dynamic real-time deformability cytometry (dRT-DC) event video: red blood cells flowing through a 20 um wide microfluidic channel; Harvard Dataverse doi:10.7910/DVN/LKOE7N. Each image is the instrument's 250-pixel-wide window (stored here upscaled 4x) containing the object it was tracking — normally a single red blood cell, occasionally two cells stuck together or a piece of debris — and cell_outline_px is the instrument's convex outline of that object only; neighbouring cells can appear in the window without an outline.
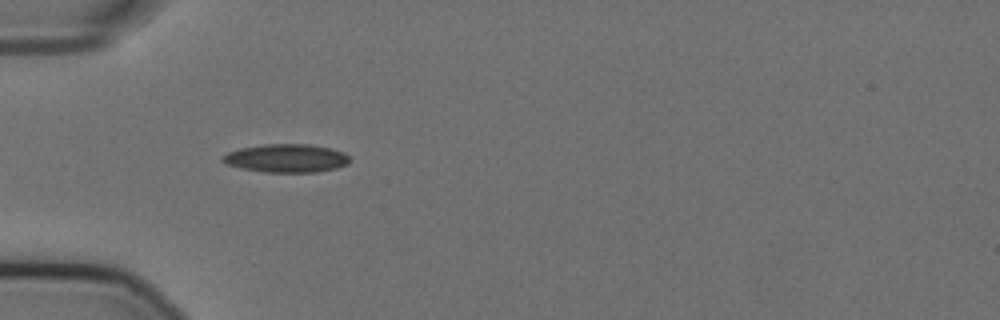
{"species": "Egyptian fruit bat (a non-hibernating species)", "species_latin": "Rousettus aegyptiacus", "temperature_condition": "cold", "stored_images_in_passage": 45, "camera_frame_rate_fps": 3000, "um_per_image_px": 0.085, "animal": {"sex": "female"}, "frame": {"image": 1, "passage_image": 8, "time_ms": 2.333, "image_size_px": [1000, 320], "cell_outline_px": [[348, 164], [336, 168], [316, 172], [264, 172], [240, 168], [228, 164], [220, 160], [228, 152], [240, 148], [264, 144], [308, 144], [332, 148], [344, 152], [348, 156]], "centroid_in_image_um": [24.35, 13.44], "position_along_channel_um": 60.7, "area_um2": 20.92}}
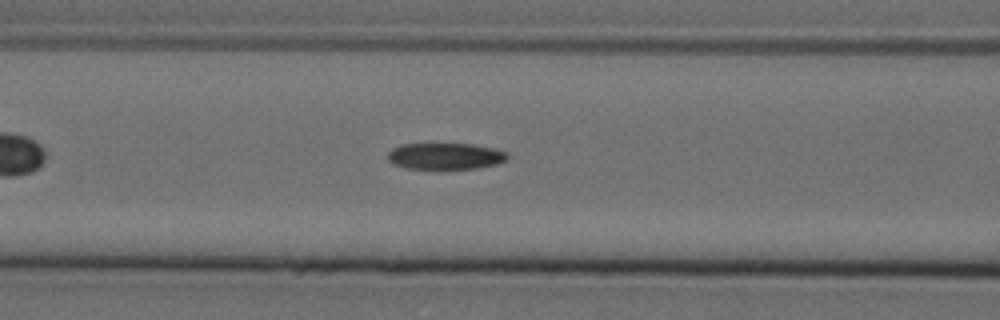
{"frame": {"image": 2, "passage_image": 14, "time_ms": 4.333, "image_size_px": [1000, 320], "cell_outline_px": [[508, 160], [496, 164], [476, 168], [444, 172], [440, 172], [404, 168], [392, 164], [388, 160], [388, 152], [392, 148], [400, 144], [472, 144], [492, 148], [508, 152]], "centroid_in_image_um": [37.82, 13.33], "position_along_channel_um": 128.8, "area_um2": 19.48}}
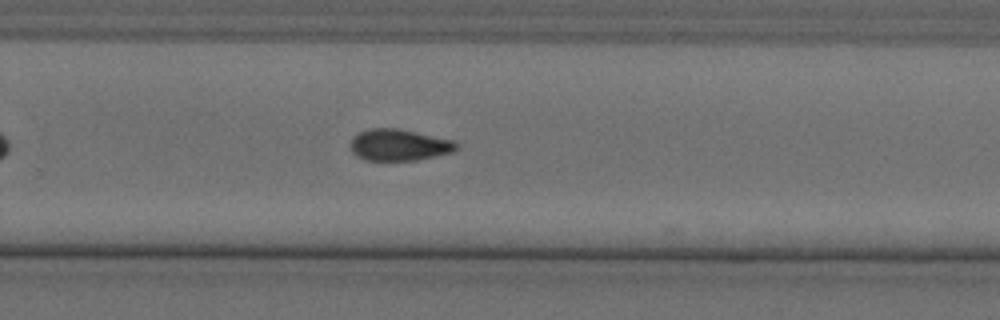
{"frame": {"image": 3, "passage_image": 28, "time_ms": 9.0, "image_size_px": [1000, 320], "cell_outline_px": [[460, 148], [456, 152], [416, 160], [364, 160], [356, 156], [352, 152], [348, 144], [352, 136], [368, 128], [396, 128], [456, 140], [460, 144]], "centroid_in_image_um": [33.95, 12.32], "position_along_channel_um": 295.9, "area_um2": 20.0}, "authors_computed_cell_mechanics": {"area_um2": 19.8254, "velocity_mm_per_s": 3.608, "shape_relaxation_time_tau1_ms": null, "shape_relaxation_time_tau2_ms": 10.5802, "deformation_change_tau1": null, "deformation_change_tau2": 0.1609}}